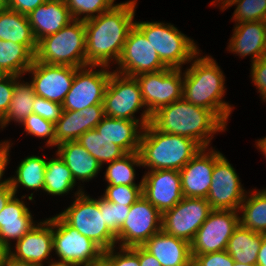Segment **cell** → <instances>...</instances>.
Segmentation results:
<instances>
[{"instance_id":"cell-1","label":"cell","mask_w":266,"mask_h":266,"mask_svg":"<svg viewBox=\"0 0 266 266\" xmlns=\"http://www.w3.org/2000/svg\"><path fill=\"white\" fill-rule=\"evenodd\" d=\"M136 1L115 4L110 10L84 21L88 65L108 67L110 60L118 62L128 33L135 23Z\"/></svg>"},{"instance_id":"cell-2","label":"cell","mask_w":266,"mask_h":266,"mask_svg":"<svg viewBox=\"0 0 266 266\" xmlns=\"http://www.w3.org/2000/svg\"><path fill=\"white\" fill-rule=\"evenodd\" d=\"M157 130L193 139L202 148L226 125L211 111L181 100L160 108L151 117L150 122Z\"/></svg>"},{"instance_id":"cell-3","label":"cell","mask_w":266,"mask_h":266,"mask_svg":"<svg viewBox=\"0 0 266 266\" xmlns=\"http://www.w3.org/2000/svg\"><path fill=\"white\" fill-rule=\"evenodd\" d=\"M183 74L182 98L196 106L211 110L227 125L232 107L222 101L225 79L216 61L210 56L197 58Z\"/></svg>"},{"instance_id":"cell-4","label":"cell","mask_w":266,"mask_h":266,"mask_svg":"<svg viewBox=\"0 0 266 266\" xmlns=\"http://www.w3.org/2000/svg\"><path fill=\"white\" fill-rule=\"evenodd\" d=\"M142 130L141 166H148L150 170L180 171L202 148L193 139L159 131L151 123Z\"/></svg>"},{"instance_id":"cell-5","label":"cell","mask_w":266,"mask_h":266,"mask_svg":"<svg viewBox=\"0 0 266 266\" xmlns=\"http://www.w3.org/2000/svg\"><path fill=\"white\" fill-rule=\"evenodd\" d=\"M35 60L52 65L89 66L86 62V31L83 20H73L57 33L37 42Z\"/></svg>"},{"instance_id":"cell-6","label":"cell","mask_w":266,"mask_h":266,"mask_svg":"<svg viewBox=\"0 0 266 266\" xmlns=\"http://www.w3.org/2000/svg\"><path fill=\"white\" fill-rule=\"evenodd\" d=\"M167 68L181 69L199 55L197 46L189 37L171 24L160 22H135Z\"/></svg>"},{"instance_id":"cell-7","label":"cell","mask_w":266,"mask_h":266,"mask_svg":"<svg viewBox=\"0 0 266 266\" xmlns=\"http://www.w3.org/2000/svg\"><path fill=\"white\" fill-rule=\"evenodd\" d=\"M181 74V69L166 68L136 76L146 107L140 118V126L150 123L152 115L160 108L182 99Z\"/></svg>"},{"instance_id":"cell-8","label":"cell","mask_w":266,"mask_h":266,"mask_svg":"<svg viewBox=\"0 0 266 266\" xmlns=\"http://www.w3.org/2000/svg\"><path fill=\"white\" fill-rule=\"evenodd\" d=\"M80 189L73 204L59 215L81 235L93 240L104 251L115 247L116 236L104 224L103 212L99 209V199L85 195Z\"/></svg>"},{"instance_id":"cell-9","label":"cell","mask_w":266,"mask_h":266,"mask_svg":"<svg viewBox=\"0 0 266 266\" xmlns=\"http://www.w3.org/2000/svg\"><path fill=\"white\" fill-rule=\"evenodd\" d=\"M52 229L53 249L60 258L57 263L89 266L103 259L104 250L81 235L59 214L52 217Z\"/></svg>"},{"instance_id":"cell-10","label":"cell","mask_w":266,"mask_h":266,"mask_svg":"<svg viewBox=\"0 0 266 266\" xmlns=\"http://www.w3.org/2000/svg\"><path fill=\"white\" fill-rule=\"evenodd\" d=\"M211 211L206 198L183 197L173 208L162 213L161 230L190 243Z\"/></svg>"},{"instance_id":"cell-11","label":"cell","mask_w":266,"mask_h":266,"mask_svg":"<svg viewBox=\"0 0 266 266\" xmlns=\"http://www.w3.org/2000/svg\"><path fill=\"white\" fill-rule=\"evenodd\" d=\"M237 210H212L190 242L191 256L226 250L240 224Z\"/></svg>"},{"instance_id":"cell-12","label":"cell","mask_w":266,"mask_h":266,"mask_svg":"<svg viewBox=\"0 0 266 266\" xmlns=\"http://www.w3.org/2000/svg\"><path fill=\"white\" fill-rule=\"evenodd\" d=\"M103 106L105 116L139 121L133 116L145 103L136 77L112 72L104 94Z\"/></svg>"},{"instance_id":"cell-13","label":"cell","mask_w":266,"mask_h":266,"mask_svg":"<svg viewBox=\"0 0 266 266\" xmlns=\"http://www.w3.org/2000/svg\"><path fill=\"white\" fill-rule=\"evenodd\" d=\"M89 66L77 68L71 88L62 103L63 110L81 111L92 105H103L112 72L106 69L107 66H100L102 69L99 71H93L97 65Z\"/></svg>"},{"instance_id":"cell-14","label":"cell","mask_w":266,"mask_h":266,"mask_svg":"<svg viewBox=\"0 0 266 266\" xmlns=\"http://www.w3.org/2000/svg\"><path fill=\"white\" fill-rule=\"evenodd\" d=\"M162 213L143 195L130 206V211L119 233L120 248L143 246L154 234L161 231Z\"/></svg>"},{"instance_id":"cell-15","label":"cell","mask_w":266,"mask_h":266,"mask_svg":"<svg viewBox=\"0 0 266 266\" xmlns=\"http://www.w3.org/2000/svg\"><path fill=\"white\" fill-rule=\"evenodd\" d=\"M117 63L120 65V70L115 72L132 77L167 68L151 43L135 25L128 33Z\"/></svg>"},{"instance_id":"cell-16","label":"cell","mask_w":266,"mask_h":266,"mask_svg":"<svg viewBox=\"0 0 266 266\" xmlns=\"http://www.w3.org/2000/svg\"><path fill=\"white\" fill-rule=\"evenodd\" d=\"M239 176L222 155L212 171V183L206 197L212 210H237L245 198Z\"/></svg>"},{"instance_id":"cell-17","label":"cell","mask_w":266,"mask_h":266,"mask_svg":"<svg viewBox=\"0 0 266 266\" xmlns=\"http://www.w3.org/2000/svg\"><path fill=\"white\" fill-rule=\"evenodd\" d=\"M77 67L52 65L36 61L27 70L32 73V86L37 96L62 104L69 92Z\"/></svg>"},{"instance_id":"cell-18","label":"cell","mask_w":266,"mask_h":266,"mask_svg":"<svg viewBox=\"0 0 266 266\" xmlns=\"http://www.w3.org/2000/svg\"><path fill=\"white\" fill-rule=\"evenodd\" d=\"M142 194L161 213L182 200L179 170H150L142 178Z\"/></svg>"},{"instance_id":"cell-19","label":"cell","mask_w":266,"mask_h":266,"mask_svg":"<svg viewBox=\"0 0 266 266\" xmlns=\"http://www.w3.org/2000/svg\"><path fill=\"white\" fill-rule=\"evenodd\" d=\"M207 148H201L198 153L179 171L184 197L206 198L212 183V171L215 162L223 155Z\"/></svg>"},{"instance_id":"cell-20","label":"cell","mask_w":266,"mask_h":266,"mask_svg":"<svg viewBox=\"0 0 266 266\" xmlns=\"http://www.w3.org/2000/svg\"><path fill=\"white\" fill-rule=\"evenodd\" d=\"M15 249V252L9 249L12 257L43 266V260H47L53 250L52 218L31 228L23 238L16 242Z\"/></svg>"},{"instance_id":"cell-21","label":"cell","mask_w":266,"mask_h":266,"mask_svg":"<svg viewBox=\"0 0 266 266\" xmlns=\"http://www.w3.org/2000/svg\"><path fill=\"white\" fill-rule=\"evenodd\" d=\"M104 116L103 105H92L81 111L63 110L61 118L55 123V146L77 141L86 131L94 129Z\"/></svg>"},{"instance_id":"cell-22","label":"cell","mask_w":266,"mask_h":266,"mask_svg":"<svg viewBox=\"0 0 266 266\" xmlns=\"http://www.w3.org/2000/svg\"><path fill=\"white\" fill-rule=\"evenodd\" d=\"M27 17L37 42L48 35L57 33L73 21L64 0H47L31 11Z\"/></svg>"},{"instance_id":"cell-23","label":"cell","mask_w":266,"mask_h":266,"mask_svg":"<svg viewBox=\"0 0 266 266\" xmlns=\"http://www.w3.org/2000/svg\"><path fill=\"white\" fill-rule=\"evenodd\" d=\"M143 247L162 266H192L190 243L166 234L162 230L150 237Z\"/></svg>"},{"instance_id":"cell-24","label":"cell","mask_w":266,"mask_h":266,"mask_svg":"<svg viewBox=\"0 0 266 266\" xmlns=\"http://www.w3.org/2000/svg\"><path fill=\"white\" fill-rule=\"evenodd\" d=\"M229 51L242 57L252 56V63L266 55V21L236 24L230 39Z\"/></svg>"},{"instance_id":"cell-25","label":"cell","mask_w":266,"mask_h":266,"mask_svg":"<svg viewBox=\"0 0 266 266\" xmlns=\"http://www.w3.org/2000/svg\"><path fill=\"white\" fill-rule=\"evenodd\" d=\"M34 226L29 208L14 195L0 212V241L11 249L9 240L17 242Z\"/></svg>"},{"instance_id":"cell-26","label":"cell","mask_w":266,"mask_h":266,"mask_svg":"<svg viewBox=\"0 0 266 266\" xmlns=\"http://www.w3.org/2000/svg\"><path fill=\"white\" fill-rule=\"evenodd\" d=\"M139 121L117 119L104 116L102 121L95 127L96 131L117 144L126 153L137 152L140 148L141 134L139 130L143 126H139Z\"/></svg>"},{"instance_id":"cell-27","label":"cell","mask_w":266,"mask_h":266,"mask_svg":"<svg viewBox=\"0 0 266 266\" xmlns=\"http://www.w3.org/2000/svg\"><path fill=\"white\" fill-rule=\"evenodd\" d=\"M57 146V156H60L70 169L75 182L76 179L91 180L102 167L98 160L77 141H66Z\"/></svg>"},{"instance_id":"cell-28","label":"cell","mask_w":266,"mask_h":266,"mask_svg":"<svg viewBox=\"0 0 266 266\" xmlns=\"http://www.w3.org/2000/svg\"><path fill=\"white\" fill-rule=\"evenodd\" d=\"M0 39L25 45L34 55L37 41L33 35L27 15L7 7L0 10Z\"/></svg>"},{"instance_id":"cell-29","label":"cell","mask_w":266,"mask_h":266,"mask_svg":"<svg viewBox=\"0 0 266 266\" xmlns=\"http://www.w3.org/2000/svg\"><path fill=\"white\" fill-rule=\"evenodd\" d=\"M263 235L239 224L227 243L226 251L235 262L256 264Z\"/></svg>"},{"instance_id":"cell-30","label":"cell","mask_w":266,"mask_h":266,"mask_svg":"<svg viewBox=\"0 0 266 266\" xmlns=\"http://www.w3.org/2000/svg\"><path fill=\"white\" fill-rule=\"evenodd\" d=\"M34 59L35 55L25 45L0 39V67L8 75H23Z\"/></svg>"},{"instance_id":"cell-31","label":"cell","mask_w":266,"mask_h":266,"mask_svg":"<svg viewBox=\"0 0 266 266\" xmlns=\"http://www.w3.org/2000/svg\"><path fill=\"white\" fill-rule=\"evenodd\" d=\"M20 76L14 75V90L7 113L0 121L3 128L9 121L22 123L23 120L33 113V103L37 96L31 83H20L16 80Z\"/></svg>"},{"instance_id":"cell-32","label":"cell","mask_w":266,"mask_h":266,"mask_svg":"<svg viewBox=\"0 0 266 266\" xmlns=\"http://www.w3.org/2000/svg\"><path fill=\"white\" fill-rule=\"evenodd\" d=\"M46 162L39 156H30L21 161L16 171V177L9 178L14 193L17 192L18 184L29 189L44 190Z\"/></svg>"},{"instance_id":"cell-33","label":"cell","mask_w":266,"mask_h":266,"mask_svg":"<svg viewBox=\"0 0 266 266\" xmlns=\"http://www.w3.org/2000/svg\"><path fill=\"white\" fill-rule=\"evenodd\" d=\"M240 224L257 233L266 234V189L246 197L239 208Z\"/></svg>"},{"instance_id":"cell-34","label":"cell","mask_w":266,"mask_h":266,"mask_svg":"<svg viewBox=\"0 0 266 266\" xmlns=\"http://www.w3.org/2000/svg\"><path fill=\"white\" fill-rule=\"evenodd\" d=\"M77 142L98 160L101 166L103 162L111 163L126 154L121 147L100 135L95 128L82 134Z\"/></svg>"},{"instance_id":"cell-35","label":"cell","mask_w":266,"mask_h":266,"mask_svg":"<svg viewBox=\"0 0 266 266\" xmlns=\"http://www.w3.org/2000/svg\"><path fill=\"white\" fill-rule=\"evenodd\" d=\"M70 169L60 158L47 160L44 180V191L51 195H62L75 186Z\"/></svg>"},{"instance_id":"cell-36","label":"cell","mask_w":266,"mask_h":266,"mask_svg":"<svg viewBox=\"0 0 266 266\" xmlns=\"http://www.w3.org/2000/svg\"><path fill=\"white\" fill-rule=\"evenodd\" d=\"M133 165H142L139 151L126 153L121 158L109 163L105 172V180L108 182V186H142V180L138 185L133 182L135 177Z\"/></svg>"},{"instance_id":"cell-37","label":"cell","mask_w":266,"mask_h":266,"mask_svg":"<svg viewBox=\"0 0 266 266\" xmlns=\"http://www.w3.org/2000/svg\"><path fill=\"white\" fill-rule=\"evenodd\" d=\"M222 4V10L238 4L233 15L238 23L266 21V0H222Z\"/></svg>"},{"instance_id":"cell-38","label":"cell","mask_w":266,"mask_h":266,"mask_svg":"<svg viewBox=\"0 0 266 266\" xmlns=\"http://www.w3.org/2000/svg\"><path fill=\"white\" fill-rule=\"evenodd\" d=\"M73 20H88L113 8L114 0H64ZM94 13H97L96 15ZM85 14L79 19V16Z\"/></svg>"},{"instance_id":"cell-39","label":"cell","mask_w":266,"mask_h":266,"mask_svg":"<svg viewBox=\"0 0 266 266\" xmlns=\"http://www.w3.org/2000/svg\"><path fill=\"white\" fill-rule=\"evenodd\" d=\"M99 209L100 212H103L104 224L116 236L128 216L130 206L108 202L101 197L99 198Z\"/></svg>"},{"instance_id":"cell-40","label":"cell","mask_w":266,"mask_h":266,"mask_svg":"<svg viewBox=\"0 0 266 266\" xmlns=\"http://www.w3.org/2000/svg\"><path fill=\"white\" fill-rule=\"evenodd\" d=\"M142 186H107L104 198L108 202L131 206L142 196Z\"/></svg>"},{"instance_id":"cell-41","label":"cell","mask_w":266,"mask_h":266,"mask_svg":"<svg viewBox=\"0 0 266 266\" xmlns=\"http://www.w3.org/2000/svg\"><path fill=\"white\" fill-rule=\"evenodd\" d=\"M22 125L28 134L35 135L40 138L48 137L47 145H55V124L48 121L37 114H30L26 117Z\"/></svg>"},{"instance_id":"cell-42","label":"cell","mask_w":266,"mask_h":266,"mask_svg":"<svg viewBox=\"0 0 266 266\" xmlns=\"http://www.w3.org/2000/svg\"><path fill=\"white\" fill-rule=\"evenodd\" d=\"M62 112V104L52 102L39 96L35 97L33 103L34 114H37L55 124L61 118Z\"/></svg>"},{"instance_id":"cell-43","label":"cell","mask_w":266,"mask_h":266,"mask_svg":"<svg viewBox=\"0 0 266 266\" xmlns=\"http://www.w3.org/2000/svg\"><path fill=\"white\" fill-rule=\"evenodd\" d=\"M114 247L105 250L103 259L109 266H140L138 256L130 248H122L118 253H114Z\"/></svg>"},{"instance_id":"cell-44","label":"cell","mask_w":266,"mask_h":266,"mask_svg":"<svg viewBox=\"0 0 266 266\" xmlns=\"http://www.w3.org/2000/svg\"><path fill=\"white\" fill-rule=\"evenodd\" d=\"M234 262L226 250L192 256V266H233Z\"/></svg>"},{"instance_id":"cell-45","label":"cell","mask_w":266,"mask_h":266,"mask_svg":"<svg viewBox=\"0 0 266 266\" xmlns=\"http://www.w3.org/2000/svg\"><path fill=\"white\" fill-rule=\"evenodd\" d=\"M252 81L259 89L262 99L266 100V55L252 63Z\"/></svg>"},{"instance_id":"cell-46","label":"cell","mask_w":266,"mask_h":266,"mask_svg":"<svg viewBox=\"0 0 266 266\" xmlns=\"http://www.w3.org/2000/svg\"><path fill=\"white\" fill-rule=\"evenodd\" d=\"M14 90V75L0 80V121L8 111Z\"/></svg>"},{"instance_id":"cell-47","label":"cell","mask_w":266,"mask_h":266,"mask_svg":"<svg viewBox=\"0 0 266 266\" xmlns=\"http://www.w3.org/2000/svg\"><path fill=\"white\" fill-rule=\"evenodd\" d=\"M46 1L47 0H9L5 7L21 14L28 15L31 11Z\"/></svg>"},{"instance_id":"cell-48","label":"cell","mask_w":266,"mask_h":266,"mask_svg":"<svg viewBox=\"0 0 266 266\" xmlns=\"http://www.w3.org/2000/svg\"><path fill=\"white\" fill-rule=\"evenodd\" d=\"M130 249L138 256L140 266H162L143 246H135Z\"/></svg>"},{"instance_id":"cell-49","label":"cell","mask_w":266,"mask_h":266,"mask_svg":"<svg viewBox=\"0 0 266 266\" xmlns=\"http://www.w3.org/2000/svg\"><path fill=\"white\" fill-rule=\"evenodd\" d=\"M9 147H10V143L8 141L2 142L0 144V188H4L10 183L9 178L4 181H1L4 170L9 161L8 160Z\"/></svg>"},{"instance_id":"cell-50","label":"cell","mask_w":266,"mask_h":266,"mask_svg":"<svg viewBox=\"0 0 266 266\" xmlns=\"http://www.w3.org/2000/svg\"><path fill=\"white\" fill-rule=\"evenodd\" d=\"M15 195L14 191L11 188L10 183L4 187L0 188V212L6 206L8 201Z\"/></svg>"},{"instance_id":"cell-51","label":"cell","mask_w":266,"mask_h":266,"mask_svg":"<svg viewBox=\"0 0 266 266\" xmlns=\"http://www.w3.org/2000/svg\"><path fill=\"white\" fill-rule=\"evenodd\" d=\"M3 266H38L35 263L27 262V261H22L18 260L14 257H12L9 253L6 256L5 262Z\"/></svg>"},{"instance_id":"cell-52","label":"cell","mask_w":266,"mask_h":266,"mask_svg":"<svg viewBox=\"0 0 266 266\" xmlns=\"http://www.w3.org/2000/svg\"><path fill=\"white\" fill-rule=\"evenodd\" d=\"M256 264L258 266H266V234L263 235L262 244L258 252Z\"/></svg>"},{"instance_id":"cell-53","label":"cell","mask_w":266,"mask_h":266,"mask_svg":"<svg viewBox=\"0 0 266 266\" xmlns=\"http://www.w3.org/2000/svg\"><path fill=\"white\" fill-rule=\"evenodd\" d=\"M9 253V249L0 241V266H3L6 256Z\"/></svg>"},{"instance_id":"cell-54","label":"cell","mask_w":266,"mask_h":266,"mask_svg":"<svg viewBox=\"0 0 266 266\" xmlns=\"http://www.w3.org/2000/svg\"><path fill=\"white\" fill-rule=\"evenodd\" d=\"M257 147H259V149L264 153V155L266 156V137L263 139H260L257 142Z\"/></svg>"},{"instance_id":"cell-55","label":"cell","mask_w":266,"mask_h":266,"mask_svg":"<svg viewBox=\"0 0 266 266\" xmlns=\"http://www.w3.org/2000/svg\"><path fill=\"white\" fill-rule=\"evenodd\" d=\"M48 266H79L75 264H62V263H57L56 261L50 262Z\"/></svg>"},{"instance_id":"cell-56","label":"cell","mask_w":266,"mask_h":266,"mask_svg":"<svg viewBox=\"0 0 266 266\" xmlns=\"http://www.w3.org/2000/svg\"><path fill=\"white\" fill-rule=\"evenodd\" d=\"M89 266H109V264L104 259H102L99 262L93 263Z\"/></svg>"},{"instance_id":"cell-57","label":"cell","mask_w":266,"mask_h":266,"mask_svg":"<svg viewBox=\"0 0 266 266\" xmlns=\"http://www.w3.org/2000/svg\"><path fill=\"white\" fill-rule=\"evenodd\" d=\"M233 266H258L257 264H241L238 262H234Z\"/></svg>"},{"instance_id":"cell-58","label":"cell","mask_w":266,"mask_h":266,"mask_svg":"<svg viewBox=\"0 0 266 266\" xmlns=\"http://www.w3.org/2000/svg\"><path fill=\"white\" fill-rule=\"evenodd\" d=\"M8 76V74L0 67V80Z\"/></svg>"},{"instance_id":"cell-59","label":"cell","mask_w":266,"mask_h":266,"mask_svg":"<svg viewBox=\"0 0 266 266\" xmlns=\"http://www.w3.org/2000/svg\"><path fill=\"white\" fill-rule=\"evenodd\" d=\"M8 1H9V0H0V3H2L4 6H6L7 3H8Z\"/></svg>"},{"instance_id":"cell-60","label":"cell","mask_w":266,"mask_h":266,"mask_svg":"<svg viewBox=\"0 0 266 266\" xmlns=\"http://www.w3.org/2000/svg\"><path fill=\"white\" fill-rule=\"evenodd\" d=\"M4 7V5L2 3H0V10Z\"/></svg>"}]
</instances>
